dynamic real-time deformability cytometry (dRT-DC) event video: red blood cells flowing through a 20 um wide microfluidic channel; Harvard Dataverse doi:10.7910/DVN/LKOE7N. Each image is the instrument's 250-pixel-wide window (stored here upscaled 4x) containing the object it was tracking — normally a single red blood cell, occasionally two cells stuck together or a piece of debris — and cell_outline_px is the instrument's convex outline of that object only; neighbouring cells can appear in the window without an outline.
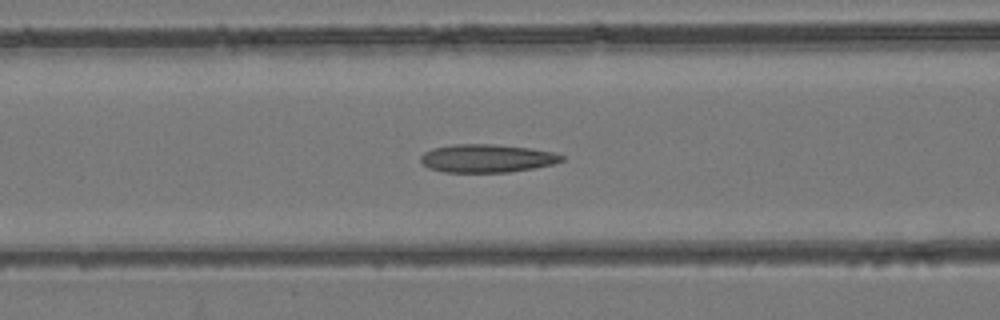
{"species": "common noctule bat (a hibernating species)", "species_latin": "Nyctalus noctula", "temperature_condition": "room temperature", "stored_images_in_passage": 48, "camera_frame_rate_fps": 3000, "um_per_image_px": 0.085, "animal": {"sex": "female", "body_mass_g": 24.6, "forearm_length_mm": 56.2}, "frame": {"image": 1, "passage_image": 20, "time_ms": 6.333, "image_size_px": [1000, 320], "cell_outline_px": [[564, 160], [552, 164], [532, 168], [508, 172], [444, 172], [428, 168], [420, 160], [420, 156], [424, 152], [432, 148], [452, 144], [492, 144], [528, 148], [552, 152], [564, 156]], "centroid_in_image_um": [41.34, 13.45], "position_along_channel_um": 125.3, "area_um2": 23.0}}
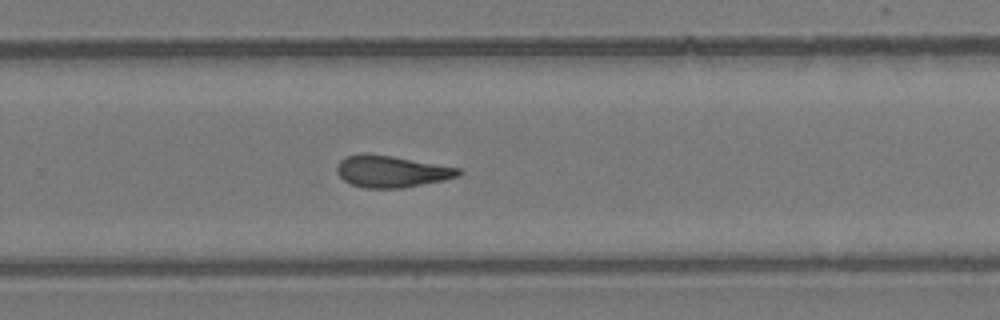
{"frame": {"image": 2, "passage_image": 32, "time_ms": 10.333, "image_size_px": [1000, 320], "cell_outline_px": [[464, 172], [460, 176], [444, 180], [404, 188], [364, 188], [352, 184], [344, 180], [336, 172], [336, 168], [340, 160], [344, 156], [364, 152], [392, 156], [460, 168]], "centroid_in_image_um": [33.27, 14.56], "position_along_channel_um": 296.5, "area_um2": 22.72}}
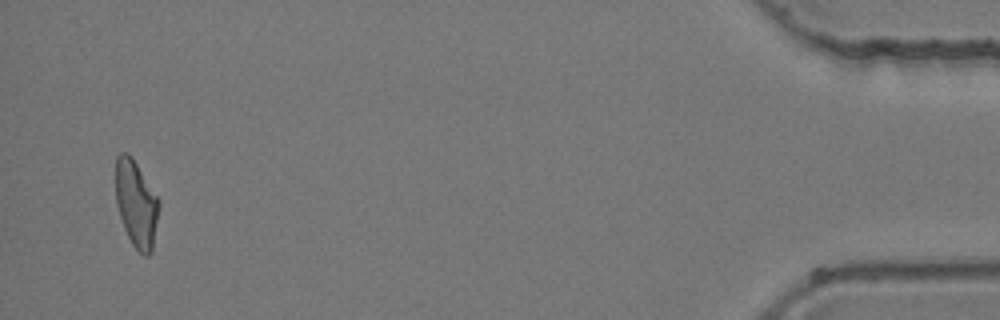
{"frame": {"image": 3, "passage_image": 47, "time_ms": 15.333, "image_size_px": [1000, 320], "cell_outline_px": [[160, 204], [152, 252], [148, 256], [144, 256], [132, 244], [124, 228], [116, 204], [116, 156], [120, 152], [128, 152], [132, 156], [160, 200]], "centroid_in_image_um": [11.59, 17.3], "position_along_channel_um": 423.6, "area_um2": 22.02}}